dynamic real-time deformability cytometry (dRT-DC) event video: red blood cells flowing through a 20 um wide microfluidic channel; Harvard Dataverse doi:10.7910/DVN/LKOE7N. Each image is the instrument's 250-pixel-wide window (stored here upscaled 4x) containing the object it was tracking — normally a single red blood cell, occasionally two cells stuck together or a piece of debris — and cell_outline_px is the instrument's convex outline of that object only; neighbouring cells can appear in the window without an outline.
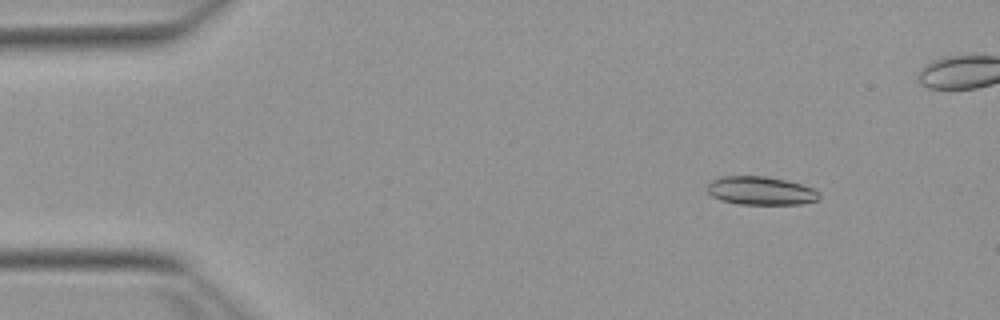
{"species": "Egyptian fruit bat (a non-hibernating species)", "species_latin": "Rousettus aegyptiacus", "temperature_condition": "warm", "stored_images_in_passage": 54, "camera_frame_rate_fps": 3000, "um_per_image_px": 0.085, "animal": {"sex": "female"}, "frame": {"image": 1, "passage_image": 7, "time_ms": 2.0, "image_size_px": [1000, 320], "cell_outline_px": [[820, 196], [816, 200], [800, 204], [740, 204], [720, 200], [712, 196], [708, 192], [708, 184], [712, 180], [720, 176], [764, 176], [784, 180], [800, 184], [812, 188], [820, 192]], "centroid_in_image_um": [64.64, 16.21], "position_along_channel_um": 20.4, "area_um2": 18.38}}
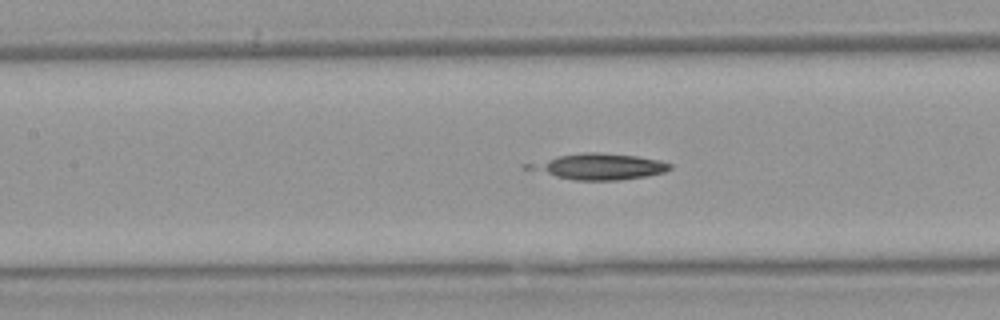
{"frame": {"image": 2, "passage_image": 24, "time_ms": 7.667, "image_size_px": [1000, 320], "cell_outline_px": [[672, 168], [664, 172], [648, 176], [620, 180], [572, 180], [520, 168], [520, 164], [560, 156], [584, 152], [596, 152], [636, 156], [660, 160], [672, 164]], "centroid_in_image_um": [50.84, 14.16], "position_along_channel_um": 156.6, "area_um2": 21.68}}
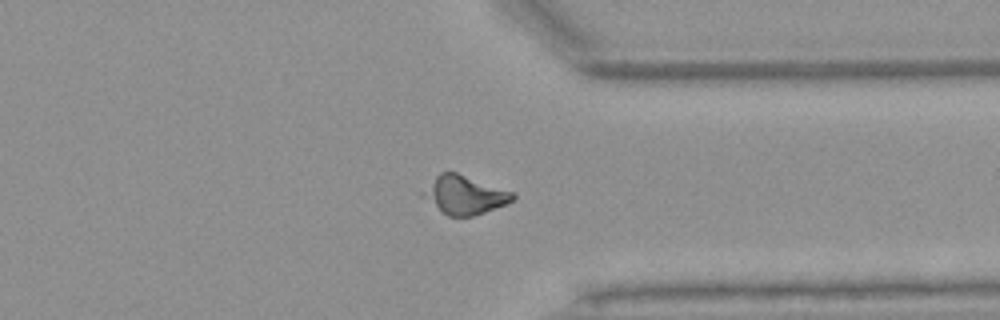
{"frame": {"image": 3, "passage_image": 41, "time_ms": 13.333, "image_size_px": [1000, 320], "cell_outline_px": [[516, 196], [512, 200], [504, 204], [484, 212], [472, 216], [448, 216], [420, 196], [420, 192], [440, 172], [456, 172], [516, 192]], "centroid_in_image_um": [39.47, 16.55], "position_along_channel_um": 371.9, "area_um2": 20.06}}